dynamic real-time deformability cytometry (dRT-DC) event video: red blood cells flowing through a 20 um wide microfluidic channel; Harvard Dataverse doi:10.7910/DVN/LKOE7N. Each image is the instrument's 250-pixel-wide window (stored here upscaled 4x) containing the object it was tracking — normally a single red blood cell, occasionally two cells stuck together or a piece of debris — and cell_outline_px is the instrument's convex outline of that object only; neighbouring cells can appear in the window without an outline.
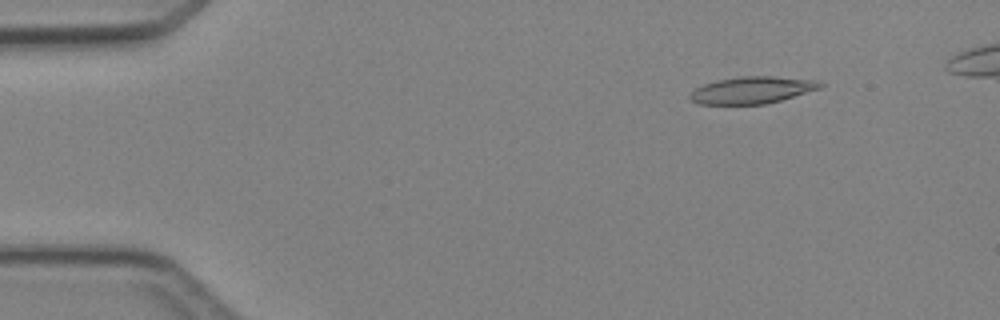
{"species": "Egyptian fruit bat (a non-hibernating species)", "species_latin": "Rousettus aegyptiacus", "temperature_condition": "cold", "stored_images_in_passage": 4, "camera_frame_rate_fps": 3000, "um_per_image_px": 0.085, "animal": {"sex": "female"}, "frame": {"image": 1, "passage_image": 2, "time_ms": 1.333, "image_size_px": [1000, 320], "cell_outline_px": [[824, 84], [820, 88], [780, 100], [764, 104], [700, 104], [692, 100], [688, 96], [696, 88], [704, 84], [716, 80], [740, 76], [772, 76], [816, 80]], "centroid_in_image_um": [63.91, 7.65], "position_along_channel_um": 21.1, "area_um2": 20.23}}